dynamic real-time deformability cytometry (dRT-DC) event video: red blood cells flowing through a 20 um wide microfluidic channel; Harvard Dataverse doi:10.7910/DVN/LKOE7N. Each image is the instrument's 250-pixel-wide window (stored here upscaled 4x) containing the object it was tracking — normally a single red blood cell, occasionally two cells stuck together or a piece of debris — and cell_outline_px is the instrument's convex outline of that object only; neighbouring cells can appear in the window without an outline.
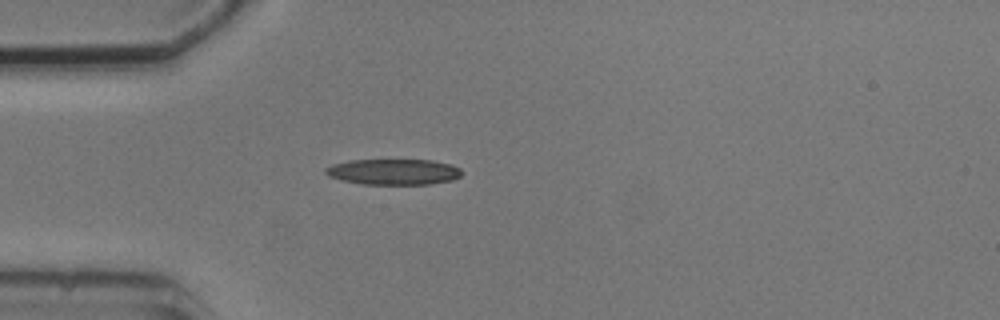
{"species": "common noctule bat (a hibernating species)", "species_latin": "Nyctalus noctula", "temperature_condition": "cold", "stored_images_in_passage": 4, "camera_frame_rate_fps": 3000, "um_per_image_px": 0.085, "animal": {"sex": "male", "body_mass_g": 20.5, "forearm_length_mm": 52.5}, "frame": {"image": 1, "passage_image": 4, "time_ms": 3.333, "image_size_px": [1000, 320], "cell_outline_px": [[464, 172], [460, 176], [452, 180], [428, 184], [360, 184], [340, 180], [328, 176], [324, 172], [324, 168], [332, 164], [348, 160], [432, 160], [452, 164], [460, 168]], "centroid_in_image_um": [33.43, 14.6], "position_along_channel_um": 51.6, "area_um2": 20.69}}